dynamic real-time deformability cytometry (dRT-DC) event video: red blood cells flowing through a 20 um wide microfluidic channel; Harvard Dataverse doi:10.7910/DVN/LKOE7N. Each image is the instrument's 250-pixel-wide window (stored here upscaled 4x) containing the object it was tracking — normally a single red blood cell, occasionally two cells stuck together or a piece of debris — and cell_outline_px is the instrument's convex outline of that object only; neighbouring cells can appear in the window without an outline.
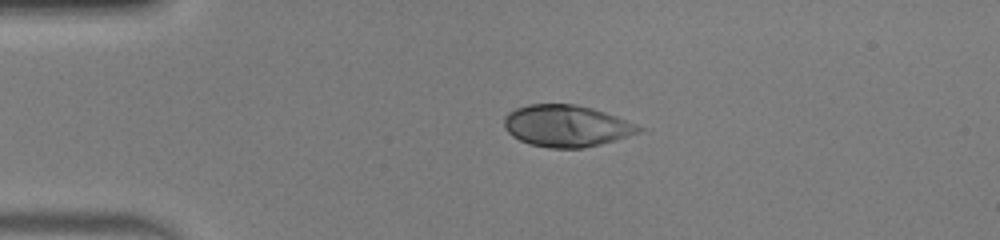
{"species": "human", "species_latin": "Homo sapiens", "temperature_condition": "warm", "stored_images_in_passage": 40, "camera_frame_rate_fps": 3000, "um_per_image_px": 0.085, "donor": {"sex": "male"}, "frame": {"image": 1, "passage_image": 1, "time_ms": 0.0, "image_size_px": [1000, 240], "cell_outline_px": [[648, 128], [640, 132], [600, 144], [580, 148], [548, 148], [528, 144], [512, 136], [504, 128], [504, 116], [508, 112], [516, 108], [528, 104], [576, 104], [592, 108], [616, 116]], "centroid_in_image_um": [48.13, 10.7], "position_along_channel_um": 36.9, "area_um2": 32.83}}
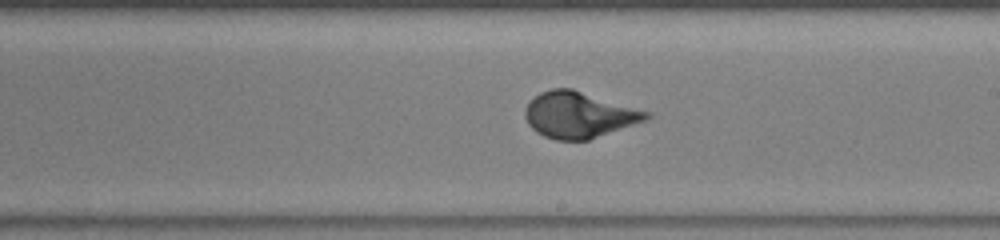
{"frame": {"image": 2, "passage_image": 19, "time_ms": 6.0, "image_size_px": [1000, 240], "cell_outline_px": [[652, 116], [648, 120], [588, 140], [556, 140], [544, 136], [536, 132], [528, 124], [524, 116], [524, 108], [540, 92], [552, 88], [572, 88], [652, 112]], "centroid_in_image_um": [49.24, 9.76], "position_along_channel_um": 239.8, "area_um2": 32.83}}
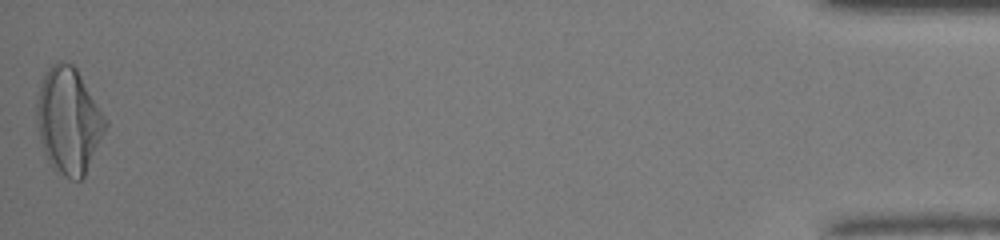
{"frame": {"image": 3, "passage_image": 40, "time_ms": 13.0, "image_size_px": [1000, 240], "cell_outline_px": [[108, 124], [84, 176], [80, 180], [72, 180], [52, 168], [44, 152], [40, 140], [36, 124], [36, 100], [40, 84], [44, 72], [56, 60], [60, 60], [72, 64], [76, 68], [108, 120]], "centroid_in_image_um": [5.81, 10.22], "position_along_channel_um": 429.4, "area_um2": 42.6}, "authors_computed_cell_mechanics": {"area_um2": 32.7148, "velocity_mm_per_s": 4.0653, "shape_relaxation_time_tau1_ms": 3.6622, "shape_relaxation_time_tau2_ms": null, "deformation_change_tau1": 0.22, "deformation_change_tau2": null}}